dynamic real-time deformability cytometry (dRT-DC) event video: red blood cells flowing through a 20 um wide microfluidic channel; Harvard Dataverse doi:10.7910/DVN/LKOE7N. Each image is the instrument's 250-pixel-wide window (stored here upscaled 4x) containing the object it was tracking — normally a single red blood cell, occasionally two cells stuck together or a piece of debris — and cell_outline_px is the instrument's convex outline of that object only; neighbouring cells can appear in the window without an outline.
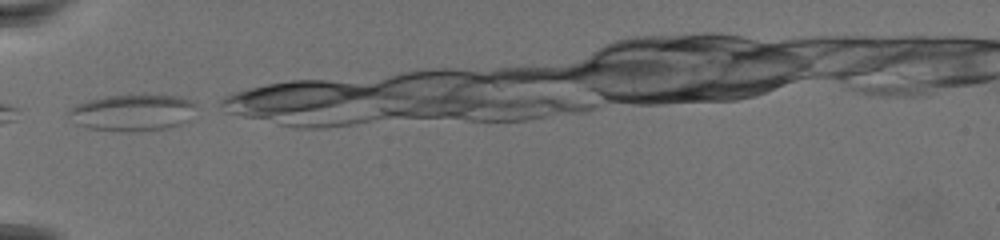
{"species": "common noctule bat (a hibernating species)", "species_latin": "Nyctalus noctula", "temperature_condition": "warm", "stored_images_in_passage": 5, "camera_frame_rate_fps": 3000, "um_per_image_px": 0.085, "animal": {"sex": "female", "body_mass_g": 19.5, "forearm_length_mm": 54.1}, "frame": {"image": 1, "passage_image": 1, "time_ms": 0.0, "image_size_px": [1000, 240], "cell_outline_px": [[196, 104], [188, 120], [180, 124], [168, 128], [136, 132], [120, 132], [88, 128], [76, 124], [64, 116], [64, 112], [68, 108], [76, 104], [88, 100], [104, 96], [144, 92], [180, 96]], "centroid_in_image_um": [11.18, 9.54], "position_along_channel_um": 73.8, "area_um2": 28.5}}